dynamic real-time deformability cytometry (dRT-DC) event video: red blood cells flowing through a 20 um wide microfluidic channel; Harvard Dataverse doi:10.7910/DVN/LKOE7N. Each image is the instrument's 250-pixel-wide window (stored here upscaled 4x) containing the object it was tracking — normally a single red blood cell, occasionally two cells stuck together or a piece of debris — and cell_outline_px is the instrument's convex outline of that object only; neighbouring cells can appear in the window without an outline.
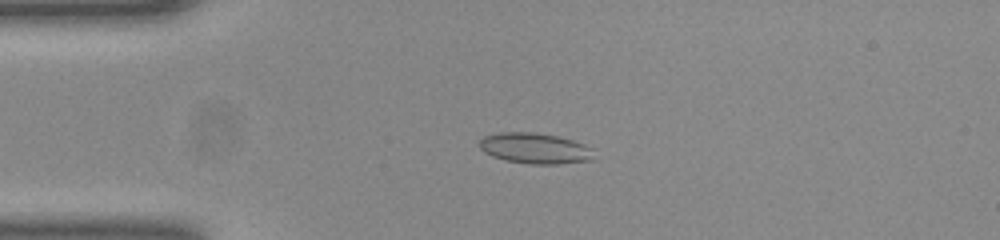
{"species": "common noctule bat (a hibernating species)", "species_latin": "Nyctalus noctula", "temperature_condition": "room temperature", "stored_images_in_passage": 49, "camera_frame_rate_fps": 3000, "um_per_image_px": 0.085, "animal": {"sex": "female", "body_mass_g": 23.0, "forearm_length_mm": 53.4}, "frame": {"image": 1, "passage_image": 9, "time_ms": 2.667, "image_size_px": [1000, 240], "cell_outline_px": [[592, 160], [556, 164], [528, 164], [504, 160], [492, 156], [484, 152], [480, 148], [480, 140], [484, 136], [500, 132], [532, 132], [556, 136], [572, 140], [584, 144], [592, 148]], "centroid_in_image_um": [45.44, 12.61], "position_along_channel_um": 39.6, "area_um2": 20.4}}
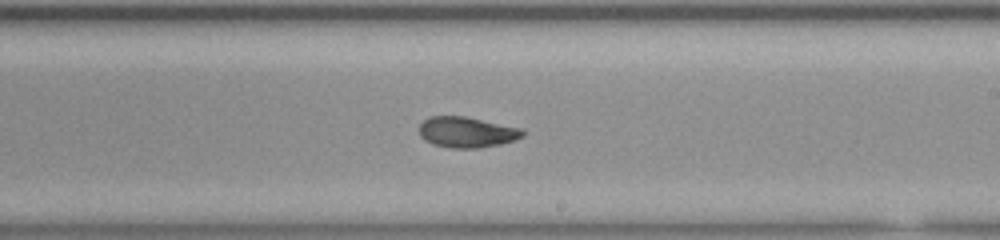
{"frame": {"image": 2, "passage_image": 27, "time_ms": 8.667, "image_size_px": [1000, 240], "cell_outline_px": [[524, 136], [516, 140], [500, 144], [480, 148], [452, 148], [432, 144], [424, 140], [420, 136], [420, 124], [428, 116], [464, 116], [520, 128], [524, 132]], "centroid_in_image_um": [39.66, 11.24], "position_along_channel_um": 249.3, "area_um2": 18.5}}
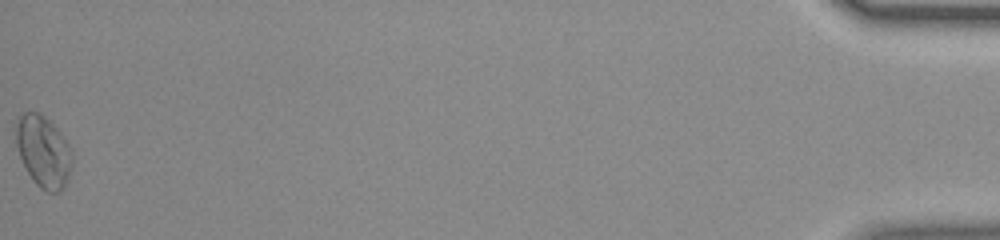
{"frame": {"image": 3, "passage_image": 49, "time_ms": 16.0, "image_size_px": [1000, 240], "cell_outline_px": [[72, 164], [68, 180], [60, 192], [48, 192], [40, 188], [32, 180], [20, 156], [16, 144], [16, 120], [24, 112], [40, 112], [60, 132], [72, 148]], "centroid_in_image_um": [3.71, 12.88], "position_along_channel_um": 431.5, "area_um2": 23.47}, "authors_computed_cell_mechanics": {"area_um2": 19.1896, "velocity_mm_per_s": 3.9225, "shape_relaxation_time_tau1_ms": null, "shape_relaxation_time_tau2_ms": 2.5172, "deformation_change_tau1": null, "deformation_change_tau2": 0.0631}}